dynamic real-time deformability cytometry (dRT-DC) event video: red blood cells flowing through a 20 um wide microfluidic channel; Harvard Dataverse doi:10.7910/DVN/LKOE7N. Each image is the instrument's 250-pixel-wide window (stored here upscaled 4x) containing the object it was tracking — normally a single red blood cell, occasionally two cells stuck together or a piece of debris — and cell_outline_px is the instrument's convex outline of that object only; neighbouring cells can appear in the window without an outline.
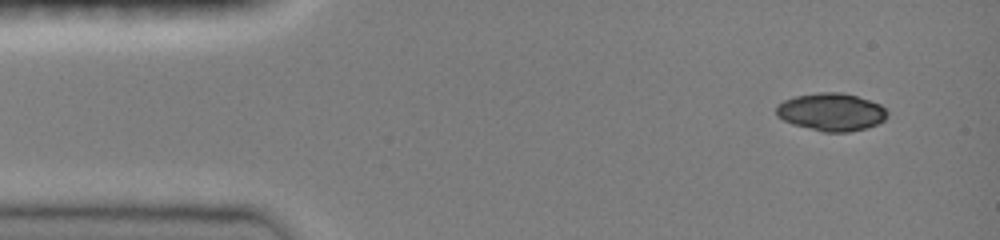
{"species": "common noctule bat (a hibernating species)", "species_latin": "Nyctalus noctula", "temperature_condition": "room temperature", "stored_images_in_passage": 44, "camera_frame_rate_fps": 3000, "um_per_image_px": 0.085, "animal": {"sex": "female", "body_mass_g": 19.0, "forearm_length_mm": 51.5}, "frame": {"image": 1, "passage_image": 1, "time_ms": 0.0, "image_size_px": [1000, 240], "cell_outline_px": [[888, 116], [884, 120], [876, 124], [864, 128], [848, 132], [824, 132], [792, 124], [776, 116], [776, 104], [784, 100], [796, 96], [820, 92], [844, 92], [880, 104], [888, 112]], "centroid_in_image_um": [70.64, 9.51], "position_along_channel_um": 14.4, "area_um2": 24.39}}
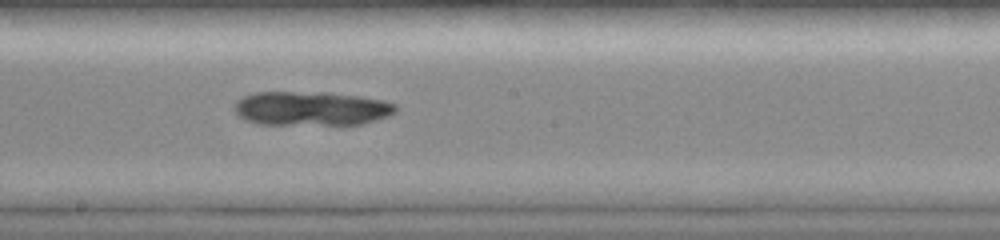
{"frame": {"image": 2, "passage_image": 23, "time_ms": 7.333, "image_size_px": [1000, 240], "cell_outline_px": [[396, 112], [388, 116], [364, 124], [260, 124], [248, 120], [240, 116], [232, 108], [236, 100], [244, 96], [256, 92], [328, 92], [360, 96], [384, 100], [396, 104]], "centroid_in_image_um": [26.48, 9.21], "position_along_channel_um": 221.7, "area_um2": 32.19}}
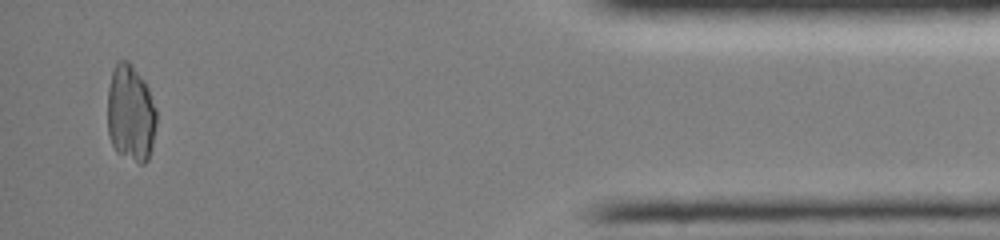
{"frame": {"image": 3, "passage_image": 42, "time_ms": 13.667, "image_size_px": [1000, 240], "cell_outline_px": [[156, 124], [152, 148], [148, 160], [144, 164], [140, 164], [116, 152], [108, 136], [108, 88], [112, 72], [116, 60], [128, 60], [132, 64], [144, 80], [148, 88], [156, 108]], "centroid_in_image_um": [11.1, 9.63], "position_along_channel_um": 424.1, "area_um2": 27.98}}